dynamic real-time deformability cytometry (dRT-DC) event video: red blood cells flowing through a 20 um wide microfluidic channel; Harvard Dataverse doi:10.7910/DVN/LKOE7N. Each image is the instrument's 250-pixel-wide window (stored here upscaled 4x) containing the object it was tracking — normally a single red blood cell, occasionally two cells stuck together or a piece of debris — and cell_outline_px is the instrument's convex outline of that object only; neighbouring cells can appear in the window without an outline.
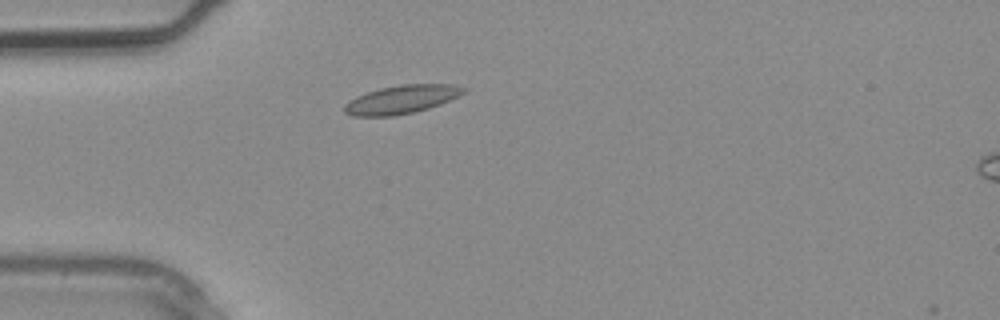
{"species": "common noctule bat (a hibernating species)", "species_latin": "Nyctalus noctula", "temperature_condition": "warm", "stored_images_in_passage": 3, "camera_frame_rate_fps": 3000, "um_per_image_px": 0.085, "animal": {"sex": "male", "body_mass_g": 20.4}, "frame": {"image": 1, "passage_image": 2, "time_ms": 0.333, "image_size_px": [1000, 320], "cell_outline_px": [[468, 88], [464, 92], [440, 104], [428, 108], [412, 112], [392, 116], [352, 116], [344, 112], [344, 104], [348, 100], [356, 96], [380, 88], [400, 84], [448, 84]], "centroid_in_image_um": [34.07, 8.45], "position_along_channel_um": 50.9, "area_um2": 19.54}}